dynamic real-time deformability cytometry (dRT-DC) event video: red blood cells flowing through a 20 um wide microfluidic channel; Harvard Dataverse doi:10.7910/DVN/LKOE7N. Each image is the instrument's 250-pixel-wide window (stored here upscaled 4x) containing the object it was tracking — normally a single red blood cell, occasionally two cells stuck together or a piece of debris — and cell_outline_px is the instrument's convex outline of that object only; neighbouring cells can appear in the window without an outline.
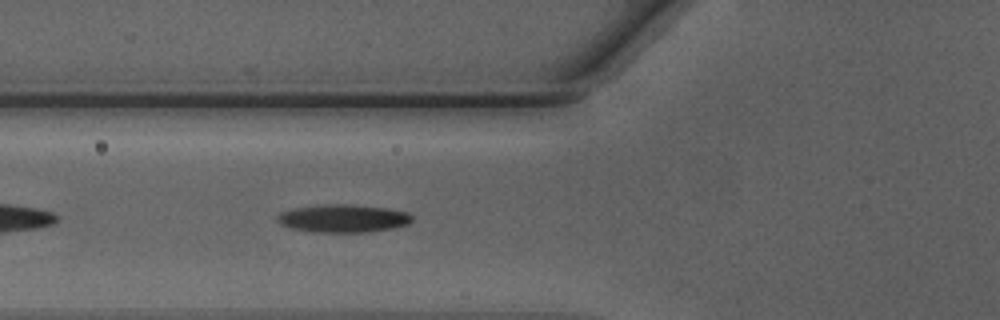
{"species": "Egyptian fruit bat (a non-hibernating species)", "species_latin": "Rousettus aegyptiacus", "temperature_condition": "warm", "stored_images_in_passage": 32, "camera_frame_rate_fps": 3000, "um_per_image_px": 0.085, "animal": {"sex": "male"}, "frame": {"image": 1, "passage_image": 5, "time_ms": 1.333, "image_size_px": [1000, 320], "cell_outline_px": [[412, 220], [408, 224], [392, 228], [364, 232], [312, 232], [292, 228], [280, 224], [276, 220], [276, 216], [280, 212], [292, 208], [316, 204], [352, 204], [388, 208], [408, 212], [412, 216]], "centroid_in_image_um": [29.12, 18.55], "position_along_channel_um": 96.7, "area_um2": 22.2}}
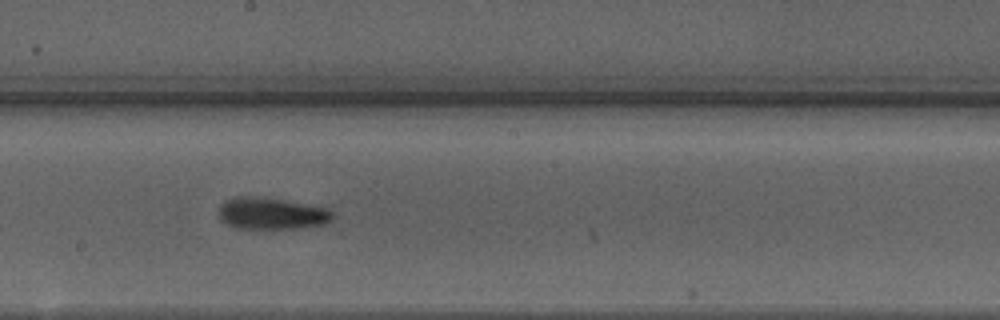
{"frame": {"image": 2, "passage_image": 14, "time_ms": 4.333, "image_size_px": [1000, 320], "cell_outline_px": [[336, 216], [332, 220], [324, 224], [292, 228], [236, 228], [228, 224], [216, 212], [220, 204], [224, 200], [236, 196], [248, 196], [284, 200], [328, 208]], "centroid_in_image_um": [23.07, 18.13], "position_along_channel_um": 225.1, "area_um2": 20.98}}
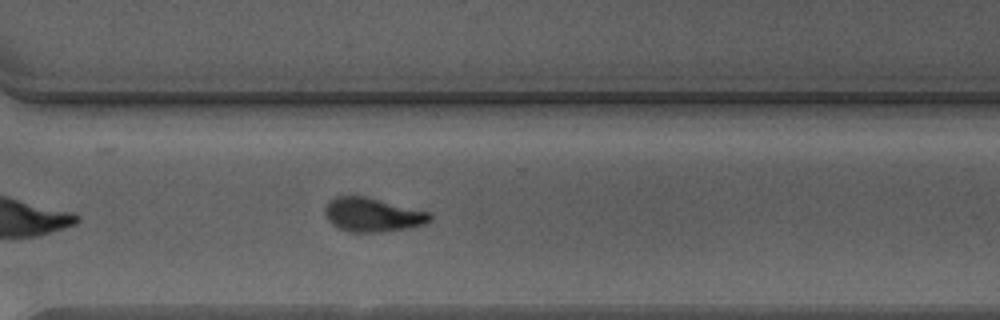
{"frame": {"image": 3, "passage_image": 22, "time_ms": 7.0, "image_size_px": [1000, 320], "cell_outline_px": [[432, 220], [424, 224], [408, 228], [380, 232], [348, 232], [332, 224], [328, 220], [324, 212], [324, 208], [328, 200], [336, 196], [364, 196], [432, 212]], "centroid_in_image_um": [31.67, 18.25], "position_along_channel_um": 338.9, "area_um2": 20.92}}